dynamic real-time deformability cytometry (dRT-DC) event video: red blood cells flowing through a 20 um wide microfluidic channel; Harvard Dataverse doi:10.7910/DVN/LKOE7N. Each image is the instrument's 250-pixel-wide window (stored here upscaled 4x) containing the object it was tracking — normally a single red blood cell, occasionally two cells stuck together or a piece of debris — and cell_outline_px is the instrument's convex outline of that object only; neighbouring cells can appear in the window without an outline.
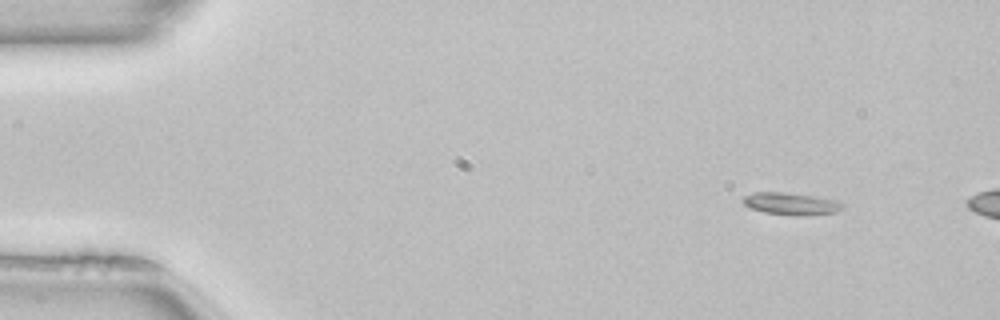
{"species": "common noctule bat (a hibernating species)", "species_latin": "Nyctalus noctula", "temperature_condition": "room temperature", "stored_images_in_passage": 9, "camera_frame_rate_fps": 3000, "um_per_image_px": 0.085, "animal": {"sex": "female", "body_mass_g": 22.7, "forearm_length_mm": 54.2}, "frame": {"image": 1, "passage_image": 4, "time_ms": 1.0, "image_size_px": [1000, 320], "cell_outline_px": [[844, 204], [836, 212], [804, 216], [764, 212], [752, 208], [744, 204], [740, 200], [744, 196], [752, 192], [784, 192], [840, 200]], "centroid_in_image_um": [67.23, 17.3], "position_along_channel_um": 17.8, "area_um2": 12.83}}